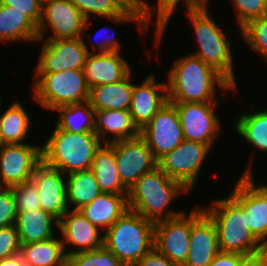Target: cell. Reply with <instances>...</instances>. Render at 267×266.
Returning <instances> with one entry per match:
<instances>
[{
	"instance_id": "1",
	"label": "cell",
	"mask_w": 267,
	"mask_h": 266,
	"mask_svg": "<svg viewBox=\"0 0 267 266\" xmlns=\"http://www.w3.org/2000/svg\"><path fill=\"white\" fill-rule=\"evenodd\" d=\"M175 62L166 84L171 103L213 102L216 84L225 90L236 89L221 73L193 54Z\"/></svg>"
},
{
	"instance_id": "2",
	"label": "cell",
	"mask_w": 267,
	"mask_h": 266,
	"mask_svg": "<svg viewBox=\"0 0 267 266\" xmlns=\"http://www.w3.org/2000/svg\"><path fill=\"white\" fill-rule=\"evenodd\" d=\"M187 192L181 183L168 177L157 166L140 176L128 190V209L153 222L175 218L184 212L167 211L168 207L175 197Z\"/></svg>"
},
{
	"instance_id": "3",
	"label": "cell",
	"mask_w": 267,
	"mask_h": 266,
	"mask_svg": "<svg viewBox=\"0 0 267 266\" xmlns=\"http://www.w3.org/2000/svg\"><path fill=\"white\" fill-rule=\"evenodd\" d=\"M212 204L203 210L216 225L220 251L252 256L266 250L250 231L244 206L232 194Z\"/></svg>"
},
{
	"instance_id": "4",
	"label": "cell",
	"mask_w": 267,
	"mask_h": 266,
	"mask_svg": "<svg viewBox=\"0 0 267 266\" xmlns=\"http://www.w3.org/2000/svg\"><path fill=\"white\" fill-rule=\"evenodd\" d=\"M101 146V140L95 132L74 134L55 125L48 141L41 146L42 162L65 175L88 170Z\"/></svg>"
},
{
	"instance_id": "5",
	"label": "cell",
	"mask_w": 267,
	"mask_h": 266,
	"mask_svg": "<svg viewBox=\"0 0 267 266\" xmlns=\"http://www.w3.org/2000/svg\"><path fill=\"white\" fill-rule=\"evenodd\" d=\"M154 226L155 222L128 209L106 230L104 246L125 266H134L154 248Z\"/></svg>"
},
{
	"instance_id": "6",
	"label": "cell",
	"mask_w": 267,
	"mask_h": 266,
	"mask_svg": "<svg viewBox=\"0 0 267 266\" xmlns=\"http://www.w3.org/2000/svg\"><path fill=\"white\" fill-rule=\"evenodd\" d=\"M208 4L195 9H187L189 21L193 24L199 50L193 55L221 73L235 88L236 78L233 74L231 43L223 30L209 16Z\"/></svg>"
},
{
	"instance_id": "7",
	"label": "cell",
	"mask_w": 267,
	"mask_h": 266,
	"mask_svg": "<svg viewBox=\"0 0 267 266\" xmlns=\"http://www.w3.org/2000/svg\"><path fill=\"white\" fill-rule=\"evenodd\" d=\"M33 83L35 101L46 109L55 110L60 106L82 103L89 100L83 70H65L52 74H36Z\"/></svg>"
},
{
	"instance_id": "8",
	"label": "cell",
	"mask_w": 267,
	"mask_h": 266,
	"mask_svg": "<svg viewBox=\"0 0 267 266\" xmlns=\"http://www.w3.org/2000/svg\"><path fill=\"white\" fill-rule=\"evenodd\" d=\"M203 213V207L197 206L189 216L184 212L178 217L155 222L154 247L173 263L183 266L189 252L191 225Z\"/></svg>"
},
{
	"instance_id": "9",
	"label": "cell",
	"mask_w": 267,
	"mask_h": 266,
	"mask_svg": "<svg viewBox=\"0 0 267 266\" xmlns=\"http://www.w3.org/2000/svg\"><path fill=\"white\" fill-rule=\"evenodd\" d=\"M209 151L210 147L206 144L183 140L158 160V167L191 191Z\"/></svg>"
},
{
	"instance_id": "10",
	"label": "cell",
	"mask_w": 267,
	"mask_h": 266,
	"mask_svg": "<svg viewBox=\"0 0 267 266\" xmlns=\"http://www.w3.org/2000/svg\"><path fill=\"white\" fill-rule=\"evenodd\" d=\"M251 170L252 164L233 186L231 194L244 206L250 231L267 249V186H256Z\"/></svg>"
},
{
	"instance_id": "11",
	"label": "cell",
	"mask_w": 267,
	"mask_h": 266,
	"mask_svg": "<svg viewBox=\"0 0 267 266\" xmlns=\"http://www.w3.org/2000/svg\"><path fill=\"white\" fill-rule=\"evenodd\" d=\"M70 0H42V18L38 25V41L44 40L49 27L54 36L46 39L81 38L88 22ZM47 22V23H46Z\"/></svg>"
},
{
	"instance_id": "12",
	"label": "cell",
	"mask_w": 267,
	"mask_h": 266,
	"mask_svg": "<svg viewBox=\"0 0 267 266\" xmlns=\"http://www.w3.org/2000/svg\"><path fill=\"white\" fill-rule=\"evenodd\" d=\"M36 74H52L65 70H83L91 53L83 38L45 39Z\"/></svg>"
},
{
	"instance_id": "13",
	"label": "cell",
	"mask_w": 267,
	"mask_h": 266,
	"mask_svg": "<svg viewBox=\"0 0 267 266\" xmlns=\"http://www.w3.org/2000/svg\"><path fill=\"white\" fill-rule=\"evenodd\" d=\"M140 137L157 160L176 148L184 137L175 105L168 101L140 130Z\"/></svg>"
},
{
	"instance_id": "14",
	"label": "cell",
	"mask_w": 267,
	"mask_h": 266,
	"mask_svg": "<svg viewBox=\"0 0 267 266\" xmlns=\"http://www.w3.org/2000/svg\"><path fill=\"white\" fill-rule=\"evenodd\" d=\"M42 162L40 146L3 144L0 146V188H11L30 181Z\"/></svg>"
},
{
	"instance_id": "15",
	"label": "cell",
	"mask_w": 267,
	"mask_h": 266,
	"mask_svg": "<svg viewBox=\"0 0 267 266\" xmlns=\"http://www.w3.org/2000/svg\"><path fill=\"white\" fill-rule=\"evenodd\" d=\"M108 145L114 150L120 181L128 190L140 176L158 166V160L140 136Z\"/></svg>"
},
{
	"instance_id": "16",
	"label": "cell",
	"mask_w": 267,
	"mask_h": 266,
	"mask_svg": "<svg viewBox=\"0 0 267 266\" xmlns=\"http://www.w3.org/2000/svg\"><path fill=\"white\" fill-rule=\"evenodd\" d=\"M177 109L184 140L212 147L219 134L220 121L213 102L173 103Z\"/></svg>"
},
{
	"instance_id": "17",
	"label": "cell",
	"mask_w": 267,
	"mask_h": 266,
	"mask_svg": "<svg viewBox=\"0 0 267 266\" xmlns=\"http://www.w3.org/2000/svg\"><path fill=\"white\" fill-rule=\"evenodd\" d=\"M64 173L41 162L34 170L31 181L40 195L41 209L58 220L69 210ZM65 182V183H64Z\"/></svg>"
},
{
	"instance_id": "18",
	"label": "cell",
	"mask_w": 267,
	"mask_h": 266,
	"mask_svg": "<svg viewBox=\"0 0 267 266\" xmlns=\"http://www.w3.org/2000/svg\"><path fill=\"white\" fill-rule=\"evenodd\" d=\"M100 227L92 224L79 210L69 209L59 220L58 230L65 238L62 241L64 251L66 243L76 246V250L65 252L67 258L79 252L95 250L104 246V236L99 235Z\"/></svg>"
},
{
	"instance_id": "19",
	"label": "cell",
	"mask_w": 267,
	"mask_h": 266,
	"mask_svg": "<svg viewBox=\"0 0 267 266\" xmlns=\"http://www.w3.org/2000/svg\"><path fill=\"white\" fill-rule=\"evenodd\" d=\"M167 102L166 83H156L154 75L134 85L129 112L137 128L141 130Z\"/></svg>"
},
{
	"instance_id": "20",
	"label": "cell",
	"mask_w": 267,
	"mask_h": 266,
	"mask_svg": "<svg viewBox=\"0 0 267 266\" xmlns=\"http://www.w3.org/2000/svg\"><path fill=\"white\" fill-rule=\"evenodd\" d=\"M219 251L216 225L204 212L191 225L189 252L183 266H208Z\"/></svg>"
},
{
	"instance_id": "21",
	"label": "cell",
	"mask_w": 267,
	"mask_h": 266,
	"mask_svg": "<svg viewBox=\"0 0 267 266\" xmlns=\"http://www.w3.org/2000/svg\"><path fill=\"white\" fill-rule=\"evenodd\" d=\"M87 86L107 85L119 82L130 72V64L120 52L88 53L83 68Z\"/></svg>"
},
{
	"instance_id": "22",
	"label": "cell",
	"mask_w": 267,
	"mask_h": 266,
	"mask_svg": "<svg viewBox=\"0 0 267 266\" xmlns=\"http://www.w3.org/2000/svg\"><path fill=\"white\" fill-rule=\"evenodd\" d=\"M112 133L114 138L106 140V134ZM95 134L109 144L120 140H129L140 136V130L134 124L129 110L95 111Z\"/></svg>"
},
{
	"instance_id": "23",
	"label": "cell",
	"mask_w": 267,
	"mask_h": 266,
	"mask_svg": "<svg viewBox=\"0 0 267 266\" xmlns=\"http://www.w3.org/2000/svg\"><path fill=\"white\" fill-rule=\"evenodd\" d=\"M128 210L127 195L102 193L79 212L92 224L107 230Z\"/></svg>"
},
{
	"instance_id": "24",
	"label": "cell",
	"mask_w": 267,
	"mask_h": 266,
	"mask_svg": "<svg viewBox=\"0 0 267 266\" xmlns=\"http://www.w3.org/2000/svg\"><path fill=\"white\" fill-rule=\"evenodd\" d=\"M130 72L124 79L90 88L89 102L95 110H129L134 84Z\"/></svg>"
},
{
	"instance_id": "25",
	"label": "cell",
	"mask_w": 267,
	"mask_h": 266,
	"mask_svg": "<svg viewBox=\"0 0 267 266\" xmlns=\"http://www.w3.org/2000/svg\"><path fill=\"white\" fill-rule=\"evenodd\" d=\"M52 222L59 227V220L42 209L17 212L15 227L20 244L46 241L54 237Z\"/></svg>"
},
{
	"instance_id": "26",
	"label": "cell",
	"mask_w": 267,
	"mask_h": 266,
	"mask_svg": "<svg viewBox=\"0 0 267 266\" xmlns=\"http://www.w3.org/2000/svg\"><path fill=\"white\" fill-rule=\"evenodd\" d=\"M82 13L86 20L90 14L108 18L115 22L138 23L140 31L148 29V24L143 20L141 10H127L118 0H70ZM147 27V28H146ZM142 29V30H141Z\"/></svg>"
},
{
	"instance_id": "27",
	"label": "cell",
	"mask_w": 267,
	"mask_h": 266,
	"mask_svg": "<svg viewBox=\"0 0 267 266\" xmlns=\"http://www.w3.org/2000/svg\"><path fill=\"white\" fill-rule=\"evenodd\" d=\"M91 170L102 193L128 195V189L120 181L114 150L108 144L96 151Z\"/></svg>"
},
{
	"instance_id": "28",
	"label": "cell",
	"mask_w": 267,
	"mask_h": 266,
	"mask_svg": "<svg viewBox=\"0 0 267 266\" xmlns=\"http://www.w3.org/2000/svg\"><path fill=\"white\" fill-rule=\"evenodd\" d=\"M38 40V26L12 6L0 4V41Z\"/></svg>"
},
{
	"instance_id": "29",
	"label": "cell",
	"mask_w": 267,
	"mask_h": 266,
	"mask_svg": "<svg viewBox=\"0 0 267 266\" xmlns=\"http://www.w3.org/2000/svg\"><path fill=\"white\" fill-rule=\"evenodd\" d=\"M27 266H67L68 258L62 240H49L21 244L19 253Z\"/></svg>"
},
{
	"instance_id": "30",
	"label": "cell",
	"mask_w": 267,
	"mask_h": 266,
	"mask_svg": "<svg viewBox=\"0 0 267 266\" xmlns=\"http://www.w3.org/2000/svg\"><path fill=\"white\" fill-rule=\"evenodd\" d=\"M67 204L75 205L72 210H80L102 194L96 176L91 169L67 175Z\"/></svg>"
},
{
	"instance_id": "31",
	"label": "cell",
	"mask_w": 267,
	"mask_h": 266,
	"mask_svg": "<svg viewBox=\"0 0 267 266\" xmlns=\"http://www.w3.org/2000/svg\"><path fill=\"white\" fill-rule=\"evenodd\" d=\"M55 110L59 112L56 123L59 129L74 134L95 132V110L89 101L60 106Z\"/></svg>"
},
{
	"instance_id": "32",
	"label": "cell",
	"mask_w": 267,
	"mask_h": 266,
	"mask_svg": "<svg viewBox=\"0 0 267 266\" xmlns=\"http://www.w3.org/2000/svg\"><path fill=\"white\" fill-rule=\"evenodd\" d=\"M2 99H0V105ZM29 114L19 101L13 102L0 116L1 136L3 144H23L30 126Z\"/></svg>"
},
{
	"instance_id": "33",
	"label": "cell",
	"mask_w": 267,
	"mask_h": 266,
	"mask_svg": "<svg viewBox=\"0 0 267 266\" xmlns=\"http://www.w3.org/2000/svg\"><path fill=\"white\" fill-rule=\"evenodd\" d=\"M235 127L238 134L249 143L267 151V109L250 114L243 113Z\"/></svg>"
},
{
	"instance_id": "34",
	"label": "cell",
	"mask_w": 267,
	"mask_h": 266,
	"mask_svg": "<svg viewBox=\"0 0 267 266\" xmlns=\"http://www.w3.org/2000/svg\"><path fill=\"white\" fill-rule=\"evenodd\" d=\"M240 30L250 47L267 61V15L248 21Z\"/></svg>"
},
{
	"instance_id": "35",
	"label": "cell",
	"mask_w": 267,
	"mask_h": 266,
	"mask_svg": "<svg viewBox=\"0 0 267 266\" xmlns=\"http://www.w3.org/2000/svg\"><path fill=\"white\" fill-rule=\"evenodd\" d=\"M67 266H125L105 246L68 257Z\"/></svg>"
},
{
	"instance_id": "36",
	"label": "cell",
	"mask_w": 267,
	"mask_h": 266,
	"mask_svg": "<svg viewBox=\"0 0 267 266\" xmlns=\"http://www.w3.org/2000/svg\"><path fill=\"white\" fill-rule=\"evenodd\" d=\"M157 19H156V42L159 43L162 40V35L166 29L168 21L176 9L180 0H157ZM188 9H195L208 4L209 0H184Z\"/></svg>"
},
{
	"instance_id": "37",
	"label": "cell",
	"mask_w": 267,
	"mask_h": 266,
	"mask_svg": "<svg viewBox=\"0 0 267 266\" xmlns=\"http://www.w3.org/2000/svg\"><path fill=\"white\" fill-rule=\"evenodd\" d=\"M11 189L14 193L17 212L41 209L40 195L36 185L31 180L11 187Z\"/></svg>"
},
{
	"instance_id": "38",
	"label": "cell",
	"mask_w": 267,
	"mask_h": 266,
	"mask_svg": "<svg viewBox=\"0 0 267 266\" xmlns=\"http://www.w3.org/2000/svg\"><path fill=\"white\" fill-rule=\"evenodd\" d=\"M240 28L248 21L267 15V0H232Z\"/></svg>"
},
{
	"instance_id": "39",
	"label": "cell",
	"mask_w": 267,
	"mask_h": 266,
	"mask_svg": "<svg viewBox=\"0 0 267 266\" xmlns=\"http://www.w3.org/2000/svg\"><path fill=\"white\" fill-rule=\"evenodd\" d=\"M16 203L11 188H0V228L15 225Z\"/></svg>"
},
{
	"instance_id": "40",
	"label": "cell",
	"mask_w": 267,
	"mask_h": 266,
	"mask_svg": "<svg viewBox=\"0 0 267 266\" xmlns=\"http://www.w3.org/2000/svg\"><path fill=\"white\" fill-rule=\"evenodd\" d=\"M20 241L15 225L0 228V260L20 253Z\"/></svg>"
},
{
	"instance_id": "41",
	"label": "cell",
	"mask_w": 267,
	"mask_h": 266,
	"mask_svg": "<svg viewBox=\"0 0 267 266\" xmlns=\"http://www.w3.org/2000/svg\"><path fill=\"white\" fill-rule=\"evenodd\" d=\"M0 4L12 6L27 17H29L37 26L42 18V0H0Z\"/></svg>"
},
{
	"instance_id": "42",
	"label": "cell",
	"mask_w": 267,
	"mask_h": 266,
	"mask_svg": "<svg viewBox=\"0 0 267 266\" xmlns=\"http://www.w3.org/2000/svg\"><path fill=\"white\" fill-rule=\"evenodd\" d=\"M134 266H180L162 255L155 247L142 256Z\"/></svg>"
},
{
	"instance_id": "43",
	"label": "cell",
	"mask_w": 267,
	"mask_h": 266,
	"mask_svg": "<svg viewBox=\"0 0 267 266\" xmlns=\"http://www.w3.org/2000/svg\"><path fill=\"white\" fill-rule=\"evenodd\" d=\"M245 257V255L236 252L219 251L208 266H239Z\"/></svg>"
},
{
	"instance_id": "44",
	"label": "cell",
	"mask_w": 267,
	"mask_h": 266,
	"mask_svg": "<svg viewBox=\"0 0 267 266\" xmlns=\"http://www.w3.org/2000/svg\"><path fill=\"white\" fill-rule=\"evenodd\" d=\"M127 10H141L143 20L149 24L152 12L149 3L145 0H118ZM152 10V11H151Z\"/></svg>"
},
{
	"instance_id": "45",
	"label": "cell",
	"mask_w": 267,
	"mask_h": 266,
	"mask_svg": "<svg viewBox=\"0 0 267 266\" xmlns=\"http://www.w3.org/2000/svg\"><path fill=\"white\" fill-rule=\"evenodd\" d=\"M239 266H267V249L259 254L246 256Z\"/></svg>"
},
{
	"instance_id": "46",
	"label": "cell",
	"mask_w": 267,
	"mask_h": 266,
	"mask_svg": "<svg viewBox=\"0 0 267 266\" xmlns=\"http://www.w3.org/2000/svg\"><path fill=\"white\" fill-rule=\"evenodd\" d=\"M101 30H98V32L99 31L101 32ZM105 37H107V36H105ZM109 37L104 38L105 40L103 42H100L97 45L98 48H99V51H100L99 53L120 52V48H121L120 46H121V44L118 42V40H116L115 38H113L114 36H112L110 38Z\"/></svg>"
},
{
	"instance_id": "47",
	"label": "cell",
	"mask_w": 267,
	"mask_h": 266,
	"mask_svg": "<svg viewBox=\"0 0 267 266\" xmlns=\"http://www.w3.org/2000/svg\"><path fill=\"white\" fill-rule=\"evenodd\" d=\"M0 266H27L20 254L1 259Z\"/></svg>"
},
{
	"instance_id": "48",
	"label": "cell",
	"mask_w": 267,
	"mask_h": 266,
	"mask_svg": "<svg viewBox=\"0 0 267 266\" xmlns=\"http://www.w3.org/2000/svg\"><path fill=\"white\" fill-rule=\"evenodd\" d=\"M2 145L1 126H0V146Z\"/></svg>"
}]
</instances>
